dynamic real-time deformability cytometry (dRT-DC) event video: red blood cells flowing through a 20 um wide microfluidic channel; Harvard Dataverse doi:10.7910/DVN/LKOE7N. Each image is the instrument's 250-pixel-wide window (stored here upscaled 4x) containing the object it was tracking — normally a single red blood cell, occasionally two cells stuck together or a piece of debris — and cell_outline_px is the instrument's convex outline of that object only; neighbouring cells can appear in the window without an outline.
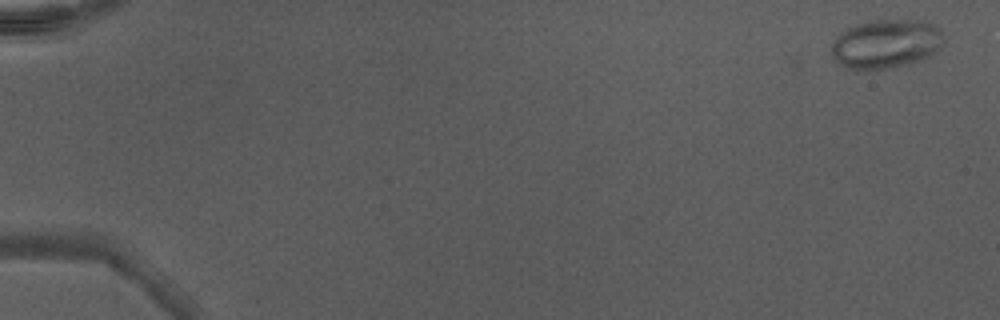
{"species": "Egyptian fruit bat (a non-hibernating species)", "species_latin": "Rousettus aegyptiacus", "temperature_condition": "warm", "stored_images_in_passage": 45, "camera_frame_rate_fps": 3000, "um_per_image_px": 0.085, "animal": {"sex": "male"}, "frame": {"image": 1, "passage_image": 2, "time_ms": 0.333, "image_size_px": [1000, 320], "cell_outline_px": [[944, 44], [940, 48], [928, 56], [908, 64], [868, 72], [864, 72], [844, 68], [832, 60], [832, 44], [836, 36], [840, 32], [856, 24], [872, 20], [928, 20], [940, 28], [944, 40]], "centroid_in_image_um": [75.27, 3.75], "position_along_channel_um": 9.7, "area_um2": 32.83}}
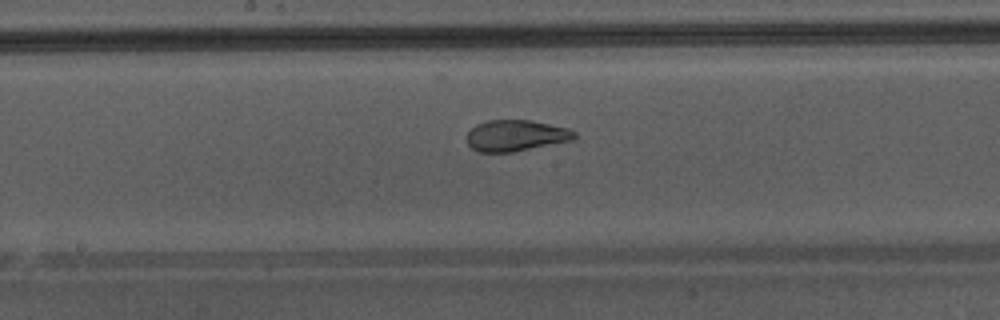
{"frame": {"image": 2, "passage_image": 28, "time_ms": 9.0, "image_size_px": [1000, 320], "cell_outline_px": [[576, 136], [572, 140], [512, 152], [476, 152], [468, 144], [468, 132], [476, 124], [488, 120], [532, 120], [568, 128], [576, 132]], "centroid_in_image_um": [43.84, 11.52], "position_along_channel_um": 204.4, "area_um2": 19.48}}
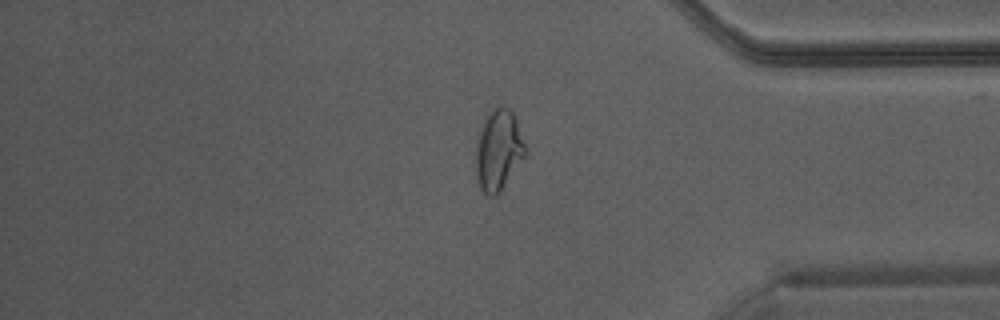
{"frame": {"image": 3, "passage_image": 42, "time_ms": 13.667, "image_size_px": [1000, 320], "cell_outline_px": [[528, 156], [496, 196], [488, 196], [480, 188], [476, 172], [476, 140], [480, 128], [488, 112], [492, 108], [508, 108], [516, 116]], "centroid_in_image_um": [42.39, 12.78], "position_along_channel_um": 392.8, "area_um2": 23.58}}